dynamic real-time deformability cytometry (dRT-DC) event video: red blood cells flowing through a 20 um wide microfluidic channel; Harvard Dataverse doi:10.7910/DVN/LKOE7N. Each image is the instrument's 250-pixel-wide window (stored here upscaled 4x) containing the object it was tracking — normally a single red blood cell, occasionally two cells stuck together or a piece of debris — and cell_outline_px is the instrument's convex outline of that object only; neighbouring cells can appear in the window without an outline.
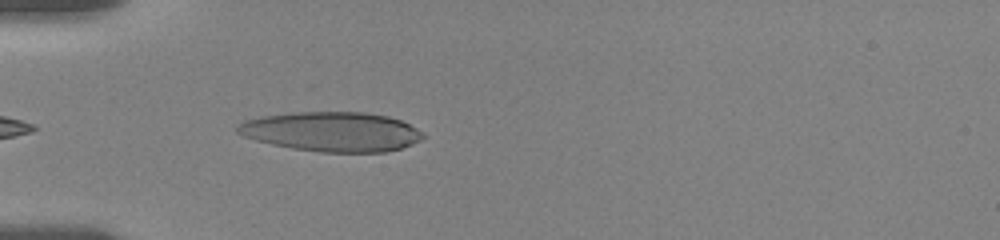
{"species": "human", "species_latin": "Homo sapiens", "temperature_condition": "room temperature", "stored_images_in_passage": 20, "camera_frame_rate_fps": 3000, "um_per_image_px": 0.085, "donor": {"sex": "female"}, "frame": {"image": 1, "passage_image": 6, "time_ms": 4.667, "image_size_px": [1000, 240], "cell_outline_px": [[424, 136], [420, 140], [412, 144], [388, 152], [320, 152], [292, 148], [272, 144], [256, 140], [244, 136], [236, 132], [236, 128], [244, 120], [264, 116], [296, 112], [364, 112], [388, 116], [400, 120], [416, 128]], "centroid_in_image_um": [28.2, 11.19], "position_along_channel_um": 56.8, "area_um2": 42.54}}
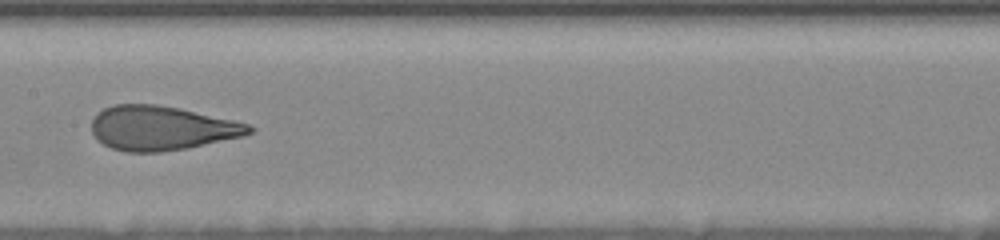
{"frame": {"image": 2, "passage_image": 14, "time_ms": 8.667, "image_size_px": [1000, 240], "cell_outline_px": [[256, 128], [252, 132], [244, 136], [188, 148], [160, 152], [128, 152], [112, 148], [96, 140], [92, 132], [92, 116], [96, 112], [112, 104], [156, 104], [180, 108], [232, 120], [248, 124]], "centroid_in_image_um": [13.7, 10.88], "position_along_channel_um": 193.7, "area_um2": 40.92}}
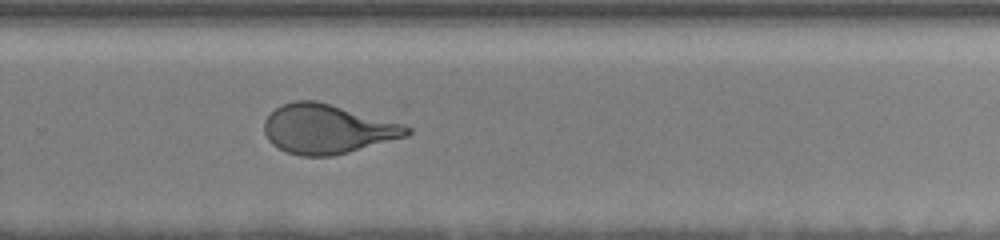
{"frame": {"image": 3, "passage_image": 20, "time_ms": 11.667, "image_size_px": [1000, 240], "cell_outline_px": [[412, 132], [408, 136], [348, 152], [332, 156], [300, 156], [288, 152], [272, 144], [268, 140], [264, 132], [264, 120], [276, 108], [284, 104], [296, 100], [316, 100], [404, 124], [412, 128]], "centroid_in_image_um": [27.84, 10.97], "position_along_channel_um": 302.0, "area_um2": 40.86}}